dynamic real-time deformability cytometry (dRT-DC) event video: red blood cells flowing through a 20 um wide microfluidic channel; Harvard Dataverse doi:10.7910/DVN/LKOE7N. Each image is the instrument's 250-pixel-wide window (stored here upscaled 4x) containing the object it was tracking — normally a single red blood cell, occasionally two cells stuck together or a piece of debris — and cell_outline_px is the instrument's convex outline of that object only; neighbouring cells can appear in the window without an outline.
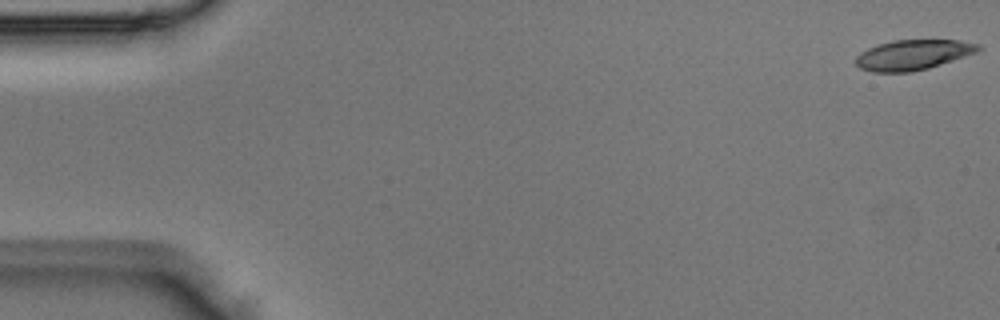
{"species": "Egyptian fruit bat (a non-hibernating species)", "species_latin": "Rousettus aegyptiacus", "temperature_condition": "room temperature", "stored_images_in_passage": 50, "camera_frame_rate_fps": 3000, "um_per_image_px": 0.085, "animal": {"sex": "male"}, "frame": {"image": 1, "passage_image": 1, "time_ms": 0.0, "image_size_px": [1000, 320], "cell_outline_px": [[984, 48], [976, 52], [928, 68], [908, 72], [872, 72], [860, 68], [856, 64], [856, 56], [860, 52], [868, 48], [892, 40], [960, 40], [980, 44]], "centroid_in_image_um": [77.6, 4.65], "position_along_channel_um": 7.4, "area_um2": 21.39}}
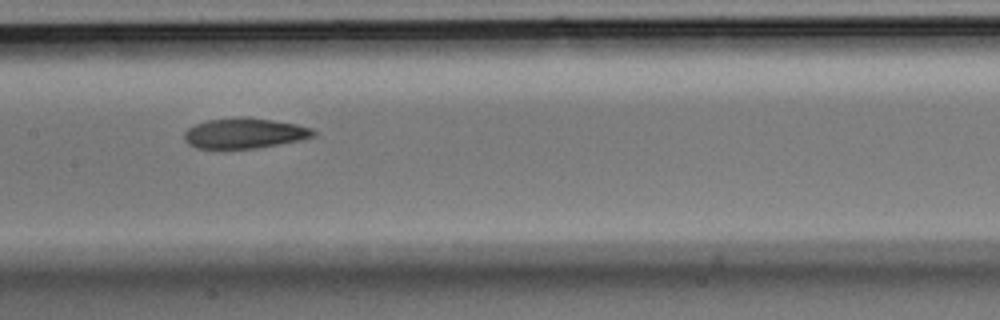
{"frame": {"image": 2, "passage_image": 25, "time_ms": 8.0, "image_size_px": [1000, 320], "cell_outline_px": [[316, 136], [300, 140], [256, 148], [224, 152], [196, 148], [188, 144], [184, 140], [184, 132], [188, 128], [196, 124], [208, 120], [244, 116], [248, 116], [296, 124], [312, 128], [316, 132]], "centroid_in_image_um": [20.73, 11.37], "position_along_channel_um": 186.7, "area_um2": 23.7}}
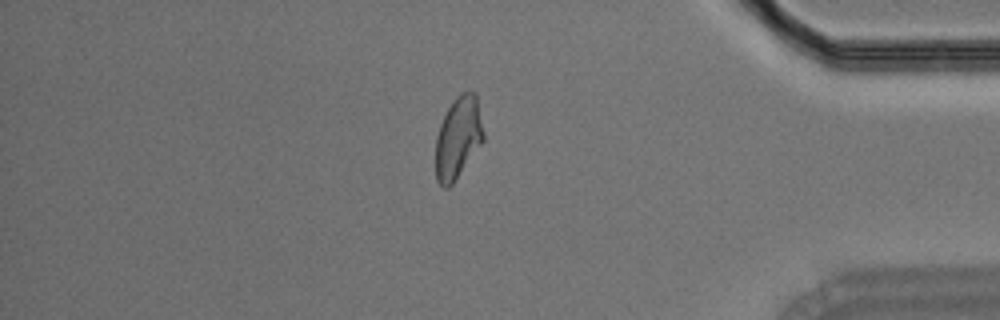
{"frame": {"image": 3, "passage_image": 43, "time_ms": 14.0, "image_size_px": [1000, 320], "cell_outline_px": [[484, 140], [452, 184], [448, 188], [444, 188], [436, 180], [436, 136], [440, 124], [448, 108], [456, 96], [460, 92], [476, 92], [484, 132]], "centroid_in_image_um": [38.94, 11.69], "position_along_channel_um": 396.3, "area_um2": 22.72}}